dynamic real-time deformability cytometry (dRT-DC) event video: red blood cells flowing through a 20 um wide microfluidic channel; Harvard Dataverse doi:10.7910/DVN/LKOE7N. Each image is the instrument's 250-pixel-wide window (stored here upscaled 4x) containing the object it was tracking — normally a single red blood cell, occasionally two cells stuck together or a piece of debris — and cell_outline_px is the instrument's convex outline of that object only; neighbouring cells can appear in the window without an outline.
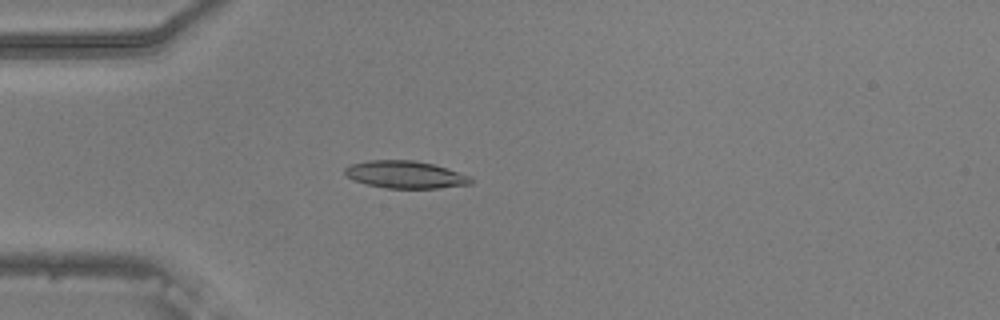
{"species": "common noctule bat (a hibernating species)", "species_latin": "Nyctalus noctula", "temperature_condition": "warm", "stored_images_in_passage": 43, "camera_frame_rate_fps": 3000, "um_per_image_px": 0.085, "animal": {"sex": "male", "body_mass_g": 20.5, "forearm_length_mm": 52.5}, "frame": {"image": 1, "passage_image": 4, "time_ms": 1.0, "image_size_px": [1000, 320], "cell_outline_px": [[472, 184], [440, 188], [384, 188], [352, 180], [344, 172], [344, 168], [352, 164], [368, 160], [416, 160], [432, 164], [472, 176]], "centroid_in_image_um": [34.46, 14.84], "position_along_channel_um": 50.5, "area_um2": 20.11}}
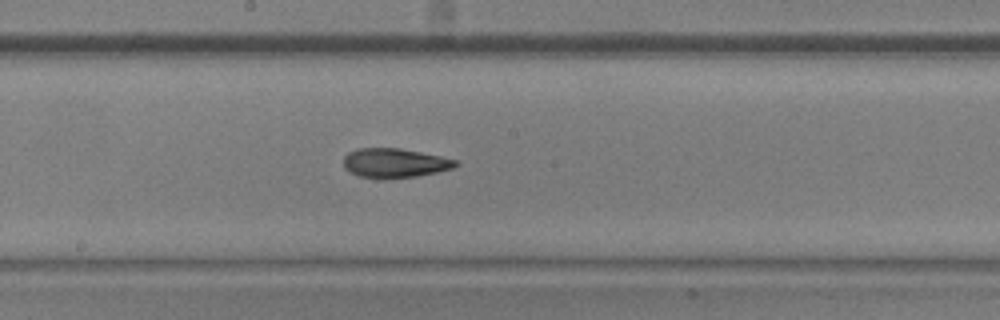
{"frame": {"image": 2, "passage_image": 18, "time_ms": 5.667, "image_size_px": [1000, 320], "cell_outline_px": [[460, 164], [452, 168], [436, 172], [416, 176], [384, 180], [380, 180], [360, 176], [344, 168], [344, 156], [348, 152], [360, 148], [400, 148], [440, 156], [456, 160]], "centroid_in_image_um": [33.53, 13.87], "position_along_channel_um": 214.7, "area_um2": 19.25}}
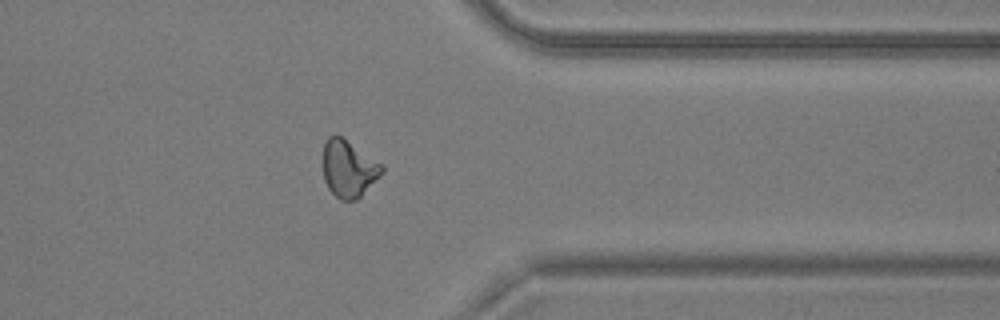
{"frame": {"image": 3, "passage_image": 32, "time_ms": 10.333, "image_size_px": [1000, 320], "cell_outline_px": [[384, 172], [356, 200], [340, 200], [328, 188], [324, 180], [324, 144], [328, 136], [336, 132], [384, 164]], "centroid_in_image_um": [29.65, 14.29], "position_along_channel_um": 381.8, "area_um2": 19.77}, "authors_computed_cell_mechanics": {"area_um2": 19.652, "velocity_mm_per_s": 3.7561, "shape_relaxation_time_tau1_ms": 10.1299, "shape_relaxation_time_tau2_ms": 3.0325, "deformation_change_tau1": 0.2606, "deformation_change_tau2": 0.1055}}